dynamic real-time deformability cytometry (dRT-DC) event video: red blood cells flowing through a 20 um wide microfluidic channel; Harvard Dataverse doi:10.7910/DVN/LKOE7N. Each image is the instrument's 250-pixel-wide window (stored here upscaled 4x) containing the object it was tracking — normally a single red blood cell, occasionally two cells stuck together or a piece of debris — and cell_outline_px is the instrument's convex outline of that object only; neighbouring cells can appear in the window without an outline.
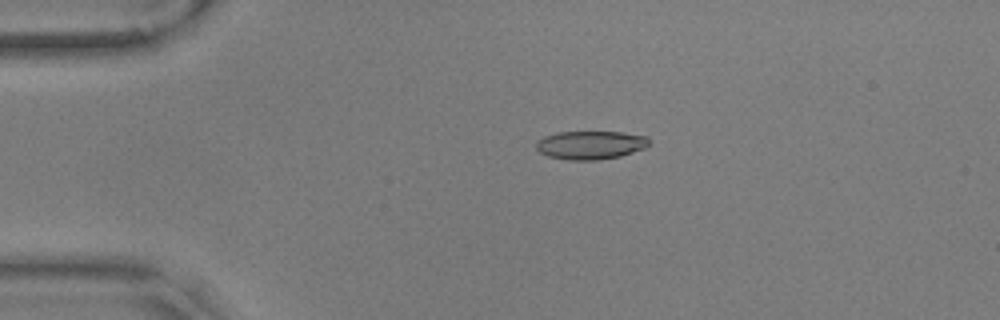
{"species": "common noctule bat (a hibernating species)", "species_latin": "Nyctalus noctula", "temperature_condition": "warm", "stored_images_in_passage": 47, "camera_frame_rate_fps": 3000, "um_per_image_px": 0.085, "animal": {"sex": "male", "body_mass_g": 17.9, "forearm_length_mm": 54.2}, "frame": {"image": 1, "passage_image": 3, "time_ms": 0.667, "image_size_px": [1000, 320], "cell_outline_px": [[648, 144], [644, 148], [620, 156], [596, 160], [568, 160], [548, 156], [540, 152], [536, 148], [536, 140], [544, 136], [556, 132], [620, 132], [648, 136]], "centroid_in_image_um": [50.15, 12.32], "position_along_channel_um": 34.8, "area_um2": 18.67}}
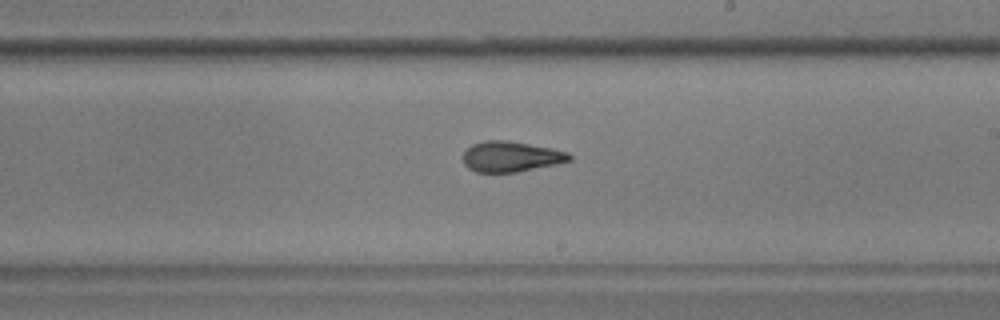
{"frame": {"image": 2, "passage_image": 24, "time_ms": 7.667, "image_size_px": [1000, 320], "cell_outline_px": [[572, 160], [556, 164], [516, 172], [476, 172], [468, 168], [464, 164], [464, 152], [472, 144], [484, 140], [508, 140], [552, 148], [568, 152], [572, 156]], "centroid_in_image_um": [43.44, 13.3], "position_along_channel_um": 245.6, "area_um2": 18.9}}
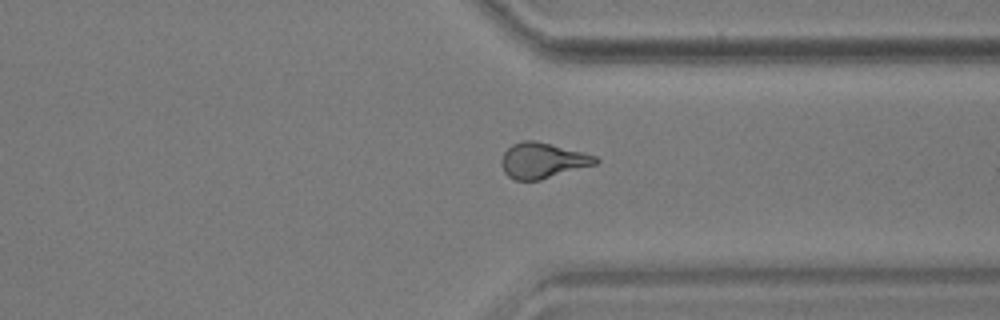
{"frame": {"image": 3, "passage_image": 34, "time_ms": 11.0, "image_size_px": [1000, 320], "cell_outline_px": [[600, 160], [596, 164], [540, 180], [512, 180], [504, 172], [500, 164], [500, 160], [504, 152], [512, 144], [524, 140], [536, 140], [584, 152], [596, 156]], "centroid_in_image_um": [46.1, 13.64], "position_along_channel_um": 365.3, "area_um2": 19.65}, "authors_computed_cell_mechanics": {"area_um2": 19.4208, "velocity_mm_per_s": 3.5896, "shape_relaxation_time_tau1_ms": 6.3843, "shape_relaxation_time_tau2_ms": 2.3365, "deformation_change_tau1": 0.1701, "deformation_change_tau2": 0.1053}}